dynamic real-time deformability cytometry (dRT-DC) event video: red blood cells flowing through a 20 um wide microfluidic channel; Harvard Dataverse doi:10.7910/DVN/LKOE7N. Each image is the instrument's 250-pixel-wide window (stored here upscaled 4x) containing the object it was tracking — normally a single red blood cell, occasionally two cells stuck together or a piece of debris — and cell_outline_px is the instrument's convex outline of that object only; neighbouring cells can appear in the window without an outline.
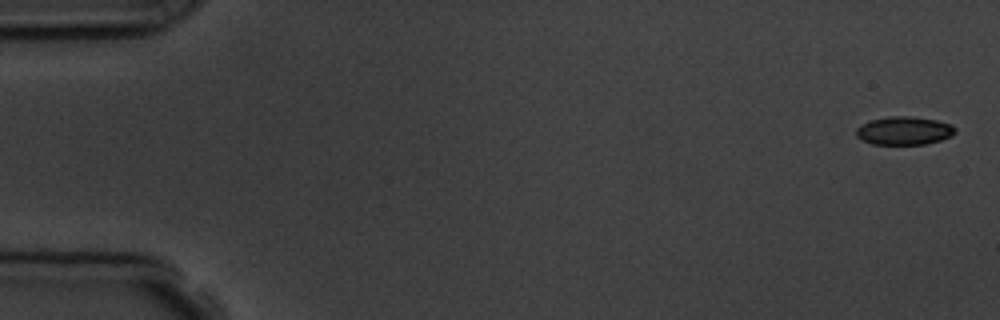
{"species": "common noctule bat (a hibernating species)", "species_latin": "Nyctalus noctula", "temperature_condition": "room temperature", "stored_images_in_passage": 6, "camera_frame_rate_fps": 3000, "um_per_image_px": 0.085, "animal": {"sex": "male", "body_mass_g": 19.5, "forearm_length_mm": 54.6}, "frame": {"image": 1, "passage_image": 1, "time_ms": 0.0, "image_size_px": [1000, 320], "cell_outline_px": [[956, 132], [952, 136], [940, 140], [924, 144], [872, 144], [856, 136], [856, 128], [860, 124], [872, 120], [888, 116], [912, 116], [936, 120], [952, 124], [956, 128]], "centroid_in_image_um": [76.87, 11.1], "position_along_channel_um": 8.1, "area_um2": 16.36}}
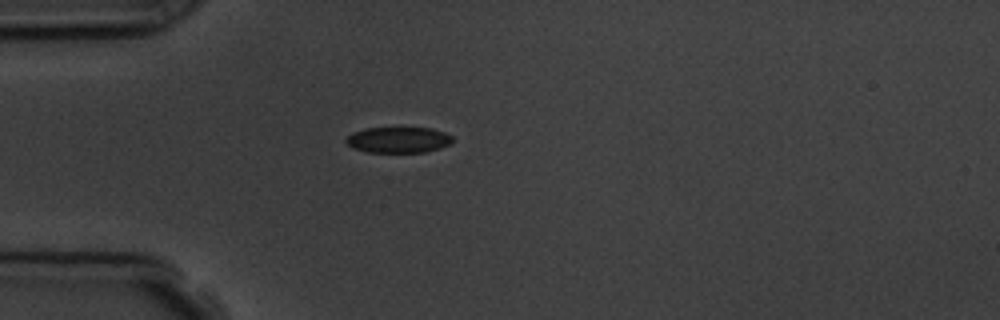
{"frame": {"image": 2, "passage_image": 5, "time_ms": 4.667, "image_size_px": [1000, 320], "cell_outline_px": [[452, 144], [440, 148], [424, 152], [368, 152], [352, 148], [344, 140], [352, 132], [364, 128], [432, 128], [444, 132], [452, 136]], "centroid_in_image_um": [33.86, 11.89], "position_along_channel_um": 51.1, "area_um2": 16.13}}